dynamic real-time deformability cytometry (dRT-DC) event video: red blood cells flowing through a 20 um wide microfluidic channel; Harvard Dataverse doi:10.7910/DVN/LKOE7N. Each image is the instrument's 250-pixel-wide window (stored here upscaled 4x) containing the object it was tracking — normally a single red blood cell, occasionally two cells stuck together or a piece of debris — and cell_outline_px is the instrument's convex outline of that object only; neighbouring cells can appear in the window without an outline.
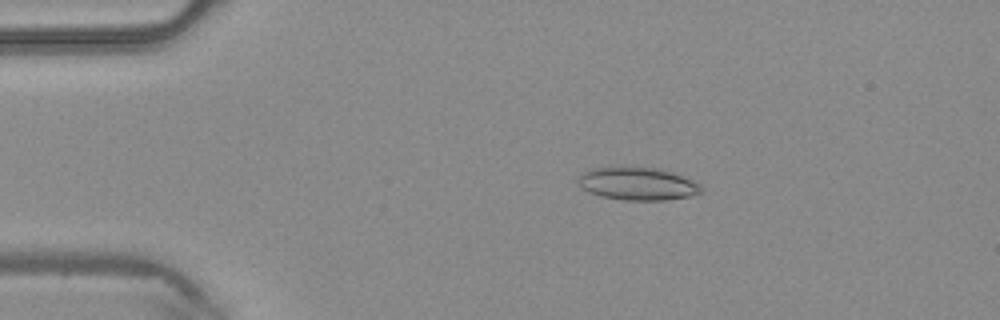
{"species": "common noctule bat (a hibernating species)", "species_latin": "Nyctalus noctula", "temperature_condition": "warm", "stored_images_in_passage": 29, "camera_frame_rate_fps": 3000, "um_per_image_px": 0.085, "animal": {"sex": "male", "body_mass_g": 20.4}, "frame": {"image": 1, "passage_image": 8, "time_ms": 2.333, "image_size_px": [1000, 320], "cell_outline_px": [[704, 192], [692, 196], [668, 200], [624, 200], [600, 196], [588, 192], [580, 188], [576, 180], [576, 176], [588, 168], [632, 164], [660, 168], [672, 172], [692, 180], [700, 184], [704, 188]], "centroid_in_image_um": [54.14, 15.57], "position_along_channel_um": 30.9, "area_um2": 24.85}}